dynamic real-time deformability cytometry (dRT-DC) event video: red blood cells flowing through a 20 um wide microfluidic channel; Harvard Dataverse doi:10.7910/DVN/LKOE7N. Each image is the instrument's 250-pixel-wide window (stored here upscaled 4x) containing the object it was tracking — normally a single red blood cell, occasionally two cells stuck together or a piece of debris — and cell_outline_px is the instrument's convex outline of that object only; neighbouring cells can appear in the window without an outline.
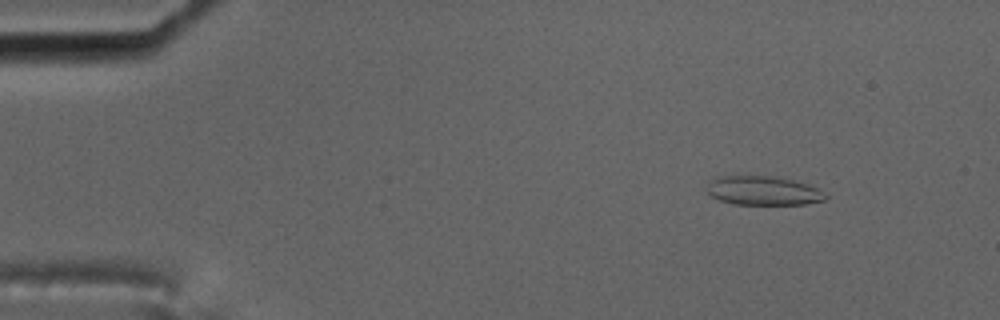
{"species": "common noctule bat (a hibernating species)", "species_latin": "Nyctalus noctula", "temperature_condition": "cold", "stored_images_in_passage": 58, "camera_frame_rate_fps": 3000, "um_per_image_px": 0.085, "animal": {"sex": "male", "body_mass_g": 17.5, "forearm_length_mm": 52.3}, "frame": {"image": 1, "passage_image": 7, "time_ms": 2.0, "image_size_px": [1000, 320], "cell_outline_px": [[828, 196], [824, 200], [808, 204], [732, 204], [720, 200], [712, 196], [708, 192], [708, 180], [712, 176], [736, 172], [776, 176], [808, 184], [816, 188]], "centroid_in_image_um": [64.76, 16.14], "position_along_channel_um": 20.2, "area_um2": 21.04}}
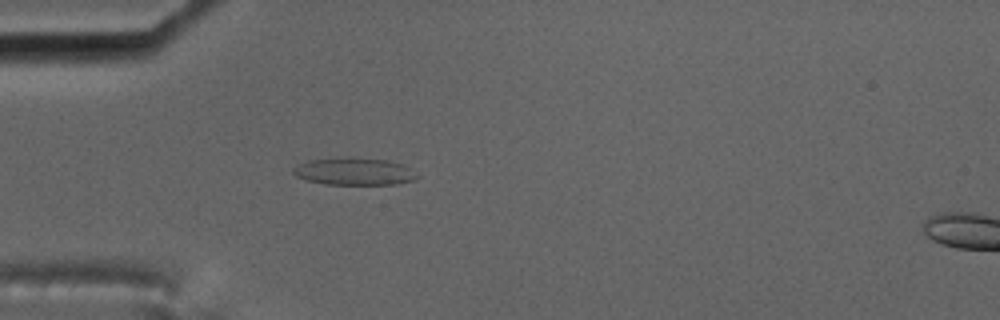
{"frame": {"image": 2, "passage_image": 17, "time_ms": 5.333, "image_size_px": [1000, 320], "cell_outline_px": [[420, 176], [412, 180], [396, 184], [324, 184], [304, 180], [296, 176], [292, 172], [292, 168], [308, 160], [336, 156], [348, 156], [384, 160], [404, 164]], "centroid_in_image_um": [30.06, 14.55], "position_along_channel_um": 54.9, "area_um2": 20.06}}
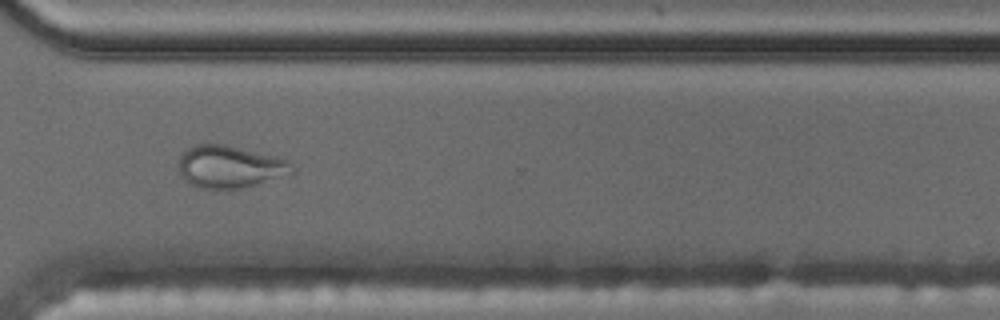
{"frame": {"image": 3, "passage_image": 43, "time_ms": 14.0, "image_size_px": [1000, 320], "cell_outline_px": [[296, 172], [256, 184], [236, 188], [200, 188], [192, 184], [180, 172], [180, 152], [192, 144], [208, 140], [276, 156], [292, 164], [296, 168]], "centroid_in_image_um": [19.51, 14.1], "position_along_channel_um": 351.1, "area_um2": 28.15}, "authors_computed_cell_mechanics": {"area_um2": 21.5883, "velocity_mm_per_s": 3.4968, "shape_relaxation_time_tau1_ms": null, "shape_relaxation_time_tau2_ms": 1.3187, "deformation_change_tau1": null, "deformation_change_tau2": 0.0958}}